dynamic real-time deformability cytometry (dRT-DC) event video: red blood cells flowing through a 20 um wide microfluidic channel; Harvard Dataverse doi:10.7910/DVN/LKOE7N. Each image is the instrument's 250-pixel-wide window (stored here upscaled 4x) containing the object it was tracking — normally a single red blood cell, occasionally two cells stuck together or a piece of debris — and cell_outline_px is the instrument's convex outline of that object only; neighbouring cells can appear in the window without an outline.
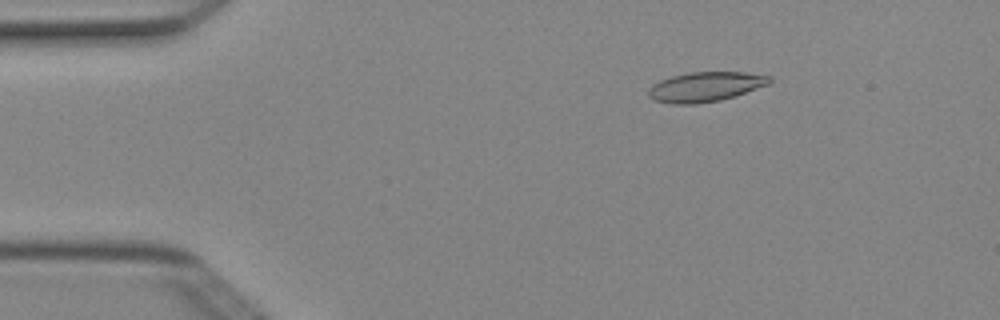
{"species": "Egyptian fruit bat (a non-hibernating species)", "species_latin": "Rousettus aegyptiacus", "temperature_condition": "cold", "stored_images_in_passage": 5, "camera_frame_rate_fps": 3000, "um_per_image_px": 0.085, "animal": {"sex": "female"}, "frame": {"image": 1, "passage_image": 3, "time_ms": 0.667, "image_size_px": [1000, 320], "cell_outline_px": [[772, 80], [768, 84], [720, 100], [696, 104], [672, 104], [652, 100], [648, 96], [648, 88], [652, 84], [660, 80], [672, 76], [688, 72], [744, 72], [772, 76]], "centroid_in_image_um": [59.89, 7.37], "position_along_channel_um": 25.1, "area_um2": 20.92}}
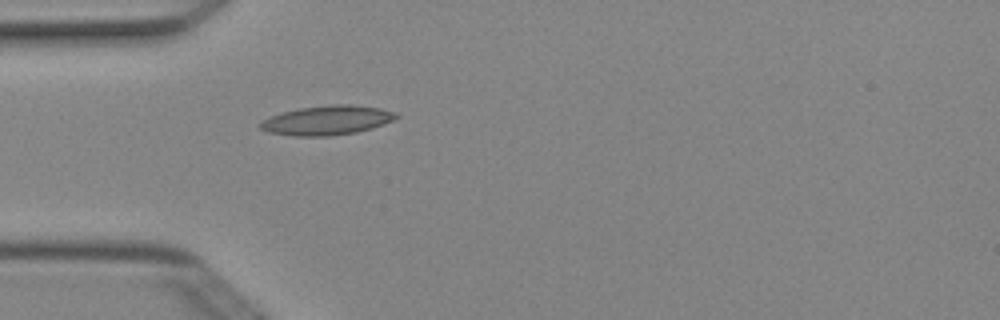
{"frame": {"image": 2, "passage_image": 5, "time_ms": 1.333, "image_size_px": [1000, 320], "cell_outline_px": [[400, 116], [392, 120], [372, 128], [356, 132], [328, 136], [292, 136], [268, 132], [260, 128], [260, 124], [264, 120], [272, 116], [284, 112], [300, 108], [332, 104], [352, 104], [380, 108], [396, 112]], "centroid_in_image_um": [27.83, 10.22], "position_along_channel_um": 57.2, "area_um2": 23.06}}